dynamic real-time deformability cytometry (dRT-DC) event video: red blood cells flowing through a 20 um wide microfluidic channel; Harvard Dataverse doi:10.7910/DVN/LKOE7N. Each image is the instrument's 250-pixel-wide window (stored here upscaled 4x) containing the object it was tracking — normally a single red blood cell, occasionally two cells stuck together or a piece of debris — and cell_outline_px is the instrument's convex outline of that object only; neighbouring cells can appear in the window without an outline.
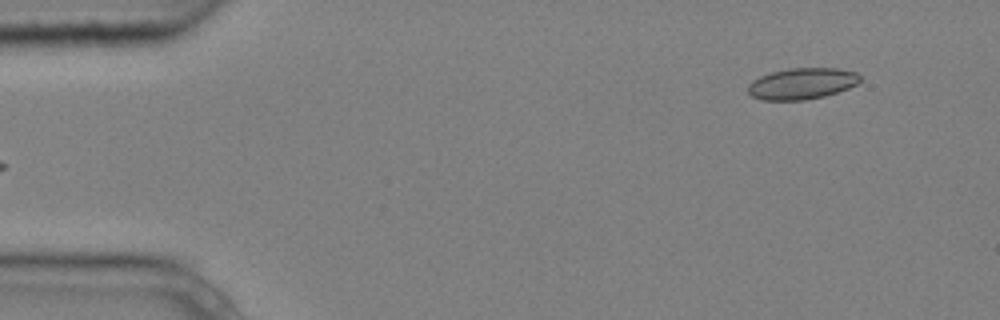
{"species": "common noctule bat (a hibernating species)", "species_latin": "Nyctalus noctula", "temperature_condition": "cold", "stored_images_in_passage": 3, "segment_of_instrument_passage": [2, 2], "camera_frame_rate_fps": 3000, "um_per_image_px": 0.085, "animal": {"sex": "male", "body_mass_g": 20.4}, "frame": {"image": 1, "passage_image": 3, "time_ms": 0.667, "image_size_px": [1000, 320], "cell_outline_px": [[860, 80], [856, 84], [848, 88], [824, 96], [804, 100], [760, 100], [752, 96], [748, 92], [748, 84], [752, 80], [760, 76], [772, 72], [788, 68], [840, 68], [856, 72], [860, 76]], "centroid_in_image_um": [68.14, 7.1], "position_along_channel_um": 16.9, "area_um2": 20.46}}